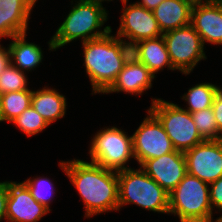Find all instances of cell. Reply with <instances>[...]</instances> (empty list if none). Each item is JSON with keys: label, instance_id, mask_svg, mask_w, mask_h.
I'll return each instance as SVG.
<instances>
[{"label": "cell", "instance_id": "cell-1", "mask_svg": "<svg viewBox=\"0 0 222 222\" xmlns=\"http://www.w3.org/2000/svg\"><path fill=\"white\" fill-rule=\"evenodd\" d=\"M59 166L84 202V217L119 211L118 172L80 159L61 161Z\"/></svg>", "mask_w": 222, "mask_h": 222}, {"label": "cell", "instance_id": "cell-2", "mask_svg": "<svg viewBox=\"0 0 222 222\" xmlns=\"http://www.w3.org/2000/svg\"><path fill=\"white\" fill-rule=\"evenodd\" d=\"M111 32L82 42L84 66L94 94L104 93L112 85L132 55V49L126 40L112 36Z\"/></svg>", "mask_w": 222, "mask_h": 222}, {"label": "cell", "instance_id": "cell-3", "mask_svg": "<svg viewBox=\"0 0 222 222\" xmlns=\"http://www.w3.org/2000/svg\"><path fill=\"white\" fill-rule=\"evenodd\" d=\"M107 20L108 13L102 2L78 0L48 42L49 50L54 51L78 38L86 42L108 34L112 31L110 26L101 30Z\"/></svg>", "mask_w": 222, "mask_h": 222}, {"label": "cell", "instance_id": "cell-4", "mask_svg": "<svg viewBox=\"0 0 222 222\" xmlns=\"http://www.w3.org/2000/svg\"><path fill=\"white\" fill-rule=\"evenodd\" d=\"M119 211L126 204H135L143 209L167 213L169 193L140 167L118 172Z\"/></svg>", "mask_w": 222, "mask_h": 222}, {"label": "cell", "instance_id": "cell-5", "mask_svg": "<svg viewBox=\"0 0 222 222\" xmlns=\"http://www.w3.org/2000/svg\"><path fill=\"white\" fill-rule=\"evenodd\" d=\"M209 184L186 174L169 194L168 214L177 215L180 222H213Z\"/></svg>", "mask_w": 222, "mask_h": 222}, {"label": "cell", "instance_id": "cell-6", "mask_svg": "<svg viewBox=\"0 0 222 222\" xmlns=\"http://www.w3.org/2000/svg\"><path fill=\"white\" fill-rule=\"evenodd\" d=\"M149 110L159 119L175 150L186 152L205 141L190 112L177 104L162 99H152Z\"/></svg>", "mask_w": 222, "mask_h": 222}, {"label": "cell", "instance_id": "cell-7", "mask_svg": "<svg viewBox=\"0 0 222 222\" xmlns=\"http://www.w3.org/2000/svg\"><path fill=\"white\" fill-rule=\"evenodd\" d=\"M91 162L107 170L120 172L130 167L125 164L134 158L132 136L117 127L99 130L91 140Z\"/></svg>", "mask_w": 222, "mask_h": 222}, {"label": "cell", "instance_id": "cell-8", "mask_svg": "<svg viewBox=\"0 0 222 222\" xmlns=\"http://www.w3.org/2000/svg\"><path fill=\"white\" fill-rule=\"evenodd\" d=\"M174 70L190 74L197 63L206 59L201 37L191 24L163 33Z\"/></svg>", "mask_w": 222, "mask_h": 222}, {"label": "cell", "instance_id": "cell-9", "mask_svg": "<svg viewBox=\"0 0 222 222\" xmlns=\"http://www.w3.org/2000/svg\"><path fill=\"white\" fill-rule=\"evenodd\" d=\"M138 129L132 135L134 157L141 166L146 160L175 151L159 119L148 109Z\"/></svg>", "mask_w": 222, "mask_h": 222}, {"label": "cell", "instance_id": "cell-10", "mask_svg": "<svg viewBox=\"0 0 222 222\" xmlns=\"http://www.w3.org/2000/svg\"><path fill=\"white\" fill-rule=\"evenodd\" d=\"M122 2L124 8H122L120 26L116 34L119 39L124 40L123 38L126 37L128 39L126 44L132 47L139 41L163 35L153 11L138 5L136 2L129 5L127 1Z\"/></svg>", "mask_w": 222, "mask_h": 222}, {"label": "cell", "instance_id": "cell-11", "mask_svg": "<svg viewBox=\"0 0 222 222\" xmlns=\"http://www.w3.org/2000/svg\"><path fill=\"white\" fill-rule=\"evenodd\" d=\"M187 173L211 184L222 176V139L205 140L184 152Z\"/></svg>", "mask_w": 222, "mask_h": 222}, {"label": "cell", "instance_id": "cell-12", "mask_svg": "<svg viewBox=\"0 0 222 222\" xmlns=\"http://www.w3.org/2000/svg\"><path fill=\"white\" fill-rule=\"evenodd\" d=\"M140 167L169 194L187 174L184 153L177 150L148 159Z\"/></svg>", "mask_w": 222, "mask_h": 222}, {"label": "cell", "instance_id": "cell-13", "mask_svg": "<svg viewBox=\"0 0 222 222\" xmlns=\"http://www.w3.org/2000/svg\"><path fill=\"white\" fill-rule=\"evenodd\" d=\"M49 212L33 198L23 182L8 181V222H38Z\"/></svg>", "mask_w": 222, "mask_h": 222}, {"label": "cell", "instance_id": "cell-14", "mask_svg": "<svg viewBox=\"0 0 222 222\" xmlns=\"http://www.w3.org/2000/svg\"><path fill=\"white\" fill-rule=\"evenodd\" d=\"M191 25L203 44L222 45V5L219 2L194 3L191 10Z\"/></svg>", "mask_w": 222, "mask_h": 222}, {"label": "cell", "instance_id": "cell-15", "mask_svg": "<svg viewBox=\"0 0 222 222\" xmlns=\"http://www.w3.org/2000/svg\"><path fill=\"white\" fill-rule=\"evenodd\" d=\"M155 75L132 55L117 75L116 80L103 93L125 92L141 96L144 91L152 87Z\"/></svg>", "mask_w": 222, "mask_h": 222}, {"label": "cell", "instance_id": "cell-16", "mask_svg": "<svg viewBox=\"0 0 222 222\" xmlns=\"http://www.w3.org/2000/svg\"><path fill=\"white\" fill-rule=\"evenodd\" d=\"M37 0H0V39L26 34Z\"/></svg>", "mask_w": 222, "mask_h": 222}, {"label": "cell", "instance_id": "cell-17", "mask_svg": "<svg viewBox=\"0 0 222 222\" xmlns=\"http://www.w3.org/2000/svg\"><path fill=\"white\" fill-rule=\"evenodd\" d=\"M132 56L142 62L154 75L167 67L174 70L163 36L137 42L132 47Z\"/></svg>", "mask_w": 222, "mask_h": 222}, {"label": "cell", "instance_id": "cell-18", "mask_svg": "<svg viewBox=\"0 0 222 222\" xmlns=\"http://www.w3.org/2000/svg\"><path fill=\"white\" fill-rule=\"evenodd\" d=\"M190 0H164L154 10V16L162 33L191 24Z\"/></svg>", "mask_w": 222, "mask_h": 222}, {"label": "cell", "instance_id": "cell-19", "mask_svg": "<svg viewBox=\"0 0 222 222\" xmlns=\"http://www.w3.org/2000/svg\"><path fill=\"white\" fill-rule=\"evenodd\" d=\"M31 105L51 125L66 114V98L55 89L32 91Z\"/></svg>", "mask_w": 222, "mask_h": 222}, {"label": "cell", "instance_id": "cell-20", "mask_svg": "<svg viewBox=\"0 0 222 222\" xmlns=\"http://www.w3.org/2000/svg\"><path fill=\"white\" fill-rule=\"evenodd\" d=\"M11 39L13 41L10 42L8 47L12 65L16 64L15 67L26 73V70H34L42 63L43 53L40 46L25 41L26 34L13 36Z\"/></svg>", "mask_w": 222, "mask_h": 222}, {"label": "cell", "instance_id": "cell-21", "mask_svg": "<svg viewBox=\"0 0 222 222\" xmlns=\"http://www.w3.org/2000/svg\"><path fill=\"white\" fill-rule=\"evenodd\" d=\"M32 90L13 91L0 95L1 122H11L31 105Z\"/></svg>", "mask_w": 222, "mask_h": 222}, {"label": "cell", "instance_id": "cell-22", "mask_svg": "<svg viewBox=\"0 0 222 222\" xmlns=\"http://www.w3.org/2000/svg\"><path fill=\"white\" fill-rule=\"evenodd\" d=\"M219 86L212 83H199L188 89L182 97L188 103L190 113L212 107Z\"/></svg>", "mask_w": 222, "mask_h": 222}, {"label": "cell", "instance_id": "cell-23", "mask_svg": "<svg viewBox=\"0 0 222 222\" xmlns=\"http://www.w3.org/2000/svg\"><path fill=\"white\" fill-rule=\"evenodd\" d=\"M11 122L15 124L27 136H33L42 132L49 126L46 120L30 105Z\"/></svg>", "mask_w": 222, "mask_h": 222}, {"label": "cell", "instance_id": "cell-24", "mask_svg": "<svg viewBox=\"0 0 222 222\" xmlns=\"http://www.w3.org/2000/svg\"><path fill=\"white\" fill-rule=\"evenodd\" d=\"M194 124L204 140H220L222 134L218 131L212 107L191 113Z\"/></svg>", "mask_w": 222, "mask_h": 222}, {"label": "cell", "instance_id": "cell-25", "mask_svg": "<svg viewBox=\"0 0 222 222\" xmlns=\"http://www.w3.org/2000/svg\"><path fill=\"white\" fill-rule=\"evenodd\" d=\"M23 183L27 186L28 190L30 191L33 198L43 205L45 208H47L49 211H51L50 202L53 198L54 192V184L45 177H36L34 179L29 178ZM48 195V196H47Z\"/></svg>", "mask_w": 222, "mask_h": 222}, {"label": "cell", "instance_id": "cell-26", "mask_svg": "<svg viewBox=\"0 0 222 222\" xmlns=\"http://www.w3.org/2000/svg\"><path fill=\"white\" fill-rule=\"evenodd\" d=\"M25 74L26 73L10 63V65L0 73V95L28 89V79Z\"/></svg>", "mask_w": 222, "mask_h": 222}, {"label": "cell", "instance_id": "cell-27", "mask_svg": "<svg viewBox=\"0 0 222 222\" xmlns=\"http://www.w3.org/2000/svg\"><path fill=\"white\" fill-rule=\"evenodd\" d=\"M211 189H209V196H210V204L213 208L218 209L220 212L222 211V176L218 178L216 181L209 184ZM222 219L221 217L217 218L215 222H219Z\"/></svg>", "mask_w": 222, "mask_h": 222}, {"label": "cell", "instance_id": "cell-28", "mask_svg": "<svg viewBox=\"0 0 222 222\" xmlns=\"http://www.w3.org/2000/svg\"><path fill=\"white\" fill-rule=\"evenodd\" d=\"M212 110L218 127V131L222 134V89L219 87L213 101Z\"/></svg>", "mask_w": 222, "mask_h": 222}, {"label": "cell", "instance_id": "cell-29", "mask_svg": "<svg viewBox=\"0 0 222 222\" xmlns=\"http://www.w3.org/2000/svg\"><path fill=\"white\" fill-rule=\"evenodd\" d=\"M8 181L0 182V222L7 220Z\"/></svg>", "mask_w": 222, "mask_h": 222}, {"label": "cell", "instance_id": "cell-30", "mask_svg": "<svg viewBox=\"0 0 222 222\" xmlns=\"http://www.w3.org/2000/svg\"><path fill=\"white\" fill-rule=\"evenodd\" d=\"M11 63L9 47L7 49L0 44V73L3 72Z\"/></svg>", "mask_w": 222, "mask_h": 222}, {"label": "cell", "instance_id": "cell-31", "mask_svg": "<svg viewBox=\"0 0 222 222\" xmlns=\"http://www.w3.org/2000/svg\"><path fill=\"white\" fill-rule=\"evenodd\" d=\"M162 1L164 0H142L141 2L138 1L136 3L150 11H153Z\"/></svg>", "mask_w": 222, "mask_h": 222}, {"label": "cell", "instance_id": "cell-32", "mask_svg": "<svg viewBox=\"0 0 222 222\" xmlns=\"http://www.w3.org/2000/svg\"><path fill=\"white\" fill-rule=\"evenodd\" d=\"M193 3H200V2H210V0H190Z\"/></svg>", "mask_w": 222, "mask_h": 222}, {"label": "cell", "instance_id": "cell-33", "mask_svg": "<svg viewBox=\"0 0 222 222\" xmlns=\"http://www.w3.org/2000/svg\"><path fill=\"white\" fill-rule=\"evenodd\" d=\"M222 0H210V2H221Z\"/></svg>", "mask_w": 222, "mask_h": 222}, {"label": "cell", "instance_id": "cell-34", "mask_svg": "<svg viewBox=\"0 0 222 222\" xmlns=\"http://www.w3.org/2000/svg\"><path fill=\"white\" fill-rule=\"evenodd\" d=\"M94 1L104 2V1H112V0H94Z\"/></svg>", "mask_w": 222, "mask_h": 222}]
</instances>
